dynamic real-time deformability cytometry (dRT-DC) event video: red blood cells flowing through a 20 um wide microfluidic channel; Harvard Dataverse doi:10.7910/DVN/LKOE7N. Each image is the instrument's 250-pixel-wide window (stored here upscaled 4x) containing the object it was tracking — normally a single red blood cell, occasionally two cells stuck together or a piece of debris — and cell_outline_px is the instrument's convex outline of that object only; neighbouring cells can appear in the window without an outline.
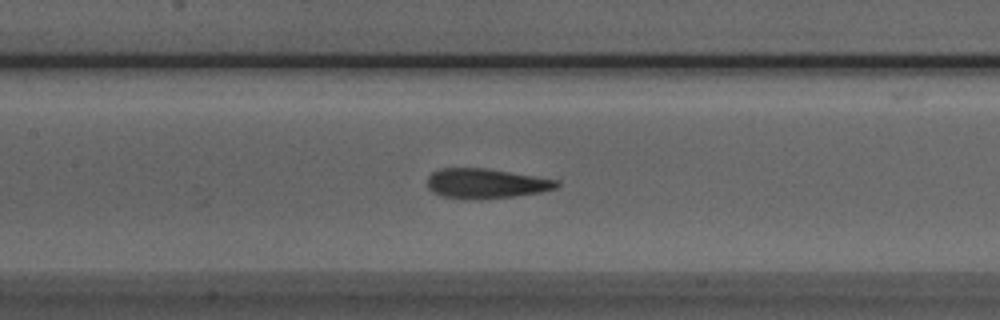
{"species": "Egyptian fruit bat (a non-hibernating species)", "species_latin": "Rousettus aegyptiacus", "temperature_condition": "room temperature", "stored_images_in_passage": 51, "camera_frame_rate_fps": 3000, "um_per_image_px": 0.085, "animal": {"sex": "male"}, "frame": {"image": 1, "passage_image": 22, "time_ms": 7.0, "image_size_px": [1000, 320], "cell_outline_px": [[560, 184], [556, 188], [540, 192], [516, 196], [468, 200], [464, 200], [440, 196], [432, 192], [428, 188], [428, 176], [432, 172], [440, 168], [484, 168], [560, 180]], "centroid_in_image_um": [41.27, 15.61], "position_along_channel_um": 166.1, "area_um2": 22.66}}
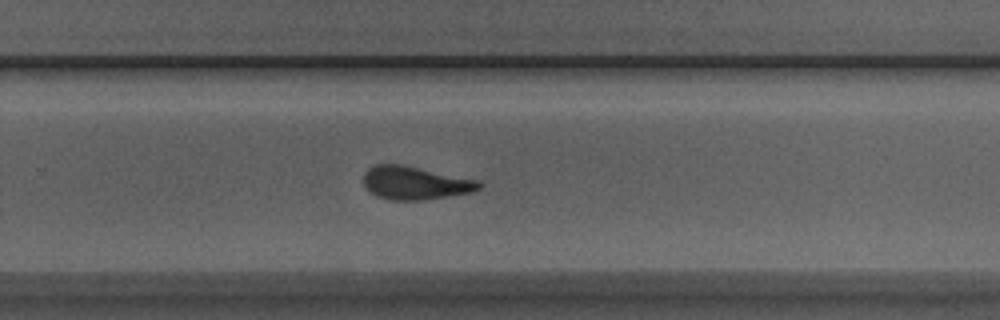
{"frame": {"image": 2, "passage_image": 32, "time_ms": 10.333, "image_size_px": [1000, 320], "cell_outline_px": [[484, 184], [480, 188], [472, 192], [424, 200], [388, 200], [376, 196], [364, 184], [364, 172], [368, 168], [376, 164], [400, 164], [480, 180]], "centroid_in_image_um": [35.31, 15.55], "position_along_channel_um": 294.5, "area_um2": 22.37}}
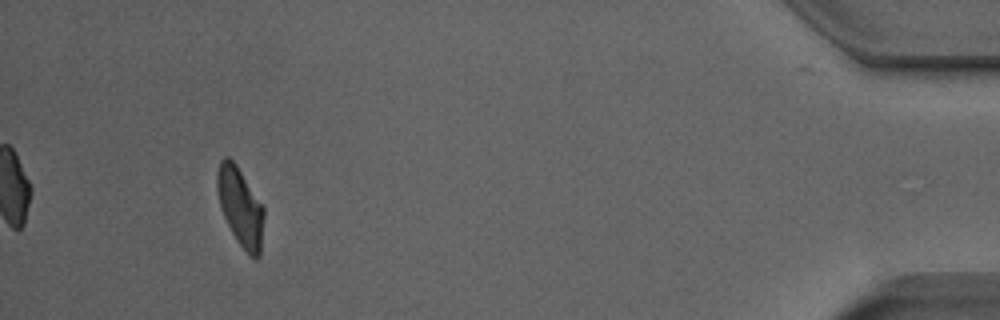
{"frame": {"image": 3, "passage_image": 47, "time_ms": 15.333, "image_size_px": [1000, 320], "cell_outline_px": [[264, 216], [260, 256], [256, 260], [248, 256], [236, 240], [224, 216], [220, 204], [216, 188], [216, 172], [220, 160], [224, 156], [228, 156], [236, 164], [264, 208]], "centroid_in_image_um": [20.42, 17.61], "position_along_channel_um": 414.8, "area_um2": 21.44}, "authors_computed_cell_mechanics": {"area_um2": 22.6576, "velocity_mm_per_s": 3.871, "shape_relaxation_time_tau1_ms": 5.7878, "shape_relaxation_time_tau2_ms": 2.0488, "deformation_change_tau1": 0.1798, "deformation_change_tau2": 0.0881}}